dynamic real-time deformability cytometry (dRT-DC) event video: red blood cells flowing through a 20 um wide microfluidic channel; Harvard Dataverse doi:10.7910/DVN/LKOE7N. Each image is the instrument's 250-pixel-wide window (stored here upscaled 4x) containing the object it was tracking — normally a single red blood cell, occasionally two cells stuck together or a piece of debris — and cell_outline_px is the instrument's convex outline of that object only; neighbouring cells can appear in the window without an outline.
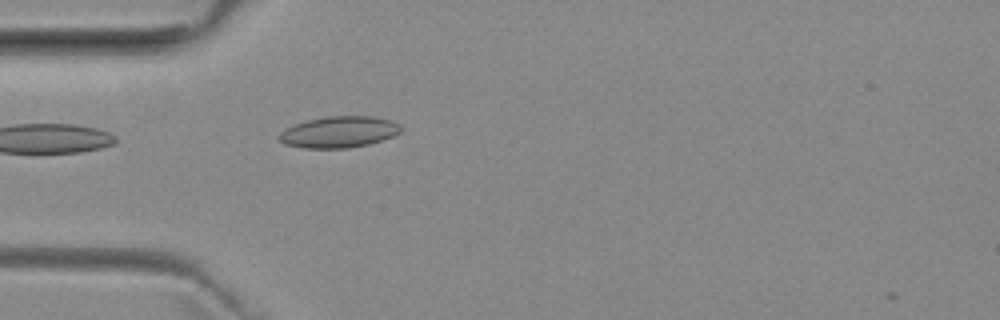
{"species": "common noctule bat (a hibernating species)", "species_latin": "Nyctalus noctula", "temperature_condition": "room temperature", "stored_images_in_passage": 37, "camera_frame_rate_fps": 3000, "um_per_image_px": 0.085, "animal": {"sex": "female", "body_mass_g": 29.2, "forearm_length_mm": 56.3}, "frame": {"image": 1, "passage_image": 1, "time_ms": 0.0, "image_size_px": [1000, 320], "cell_outline_px": [[400, 132], [392, 136], [368, 144], [348, 148], [304, 148], [284, 144], [276, 136], [284, 128], [308, 120], [328, 116], [372, 116], [392, 120], [400, 128]], "centroid_in_image_um": [28.76, 11.22], "position_along_channel_um": 56.2, "area_um2": 22.08}}
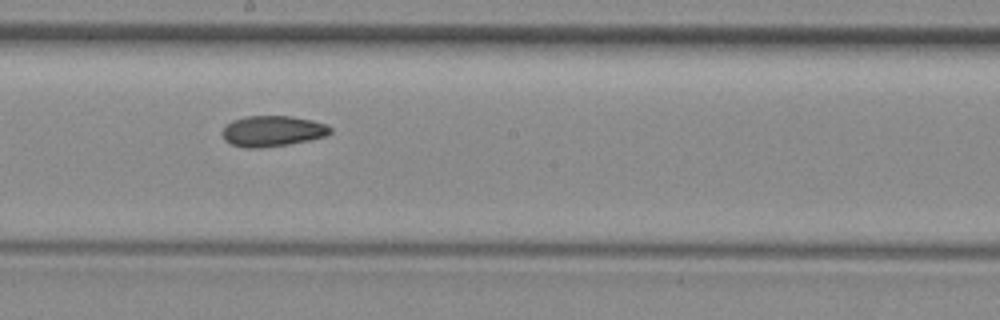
{"frame": {"image": 2, "passage_image": 14, "time_ms": 4.333, "image_size_px": [1000, 320], "cell_outline_px": [[332, 132], [324, 136], [308, 140], [288, 144], [260, 148], [244, 148], [232, 144], [224, 140], [224, 128], [232, 120], [244, 116], [292, 116], [312, 120], [328, 124], [332, 128]], "centroid_in_image_um": [23.19, 11.13], "position_along_channel_um": 225.0, "area_um2": 19.31}}
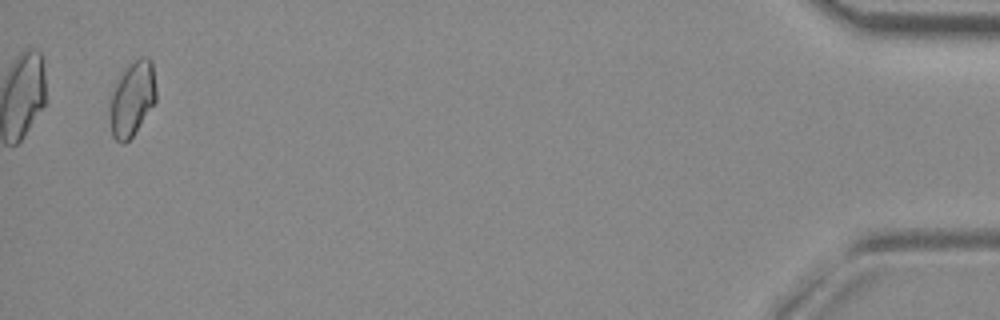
{"frame": {"image": 3, "passage_image": 36, "time_ms": 11.667, "image_size_px": [1000, 320], "cell_outline_px": [[156, 100], [132, 136], [124, 144], [116, 140], [112, 136], [108, 120], [108, 116], [112, 88], [124, 68], [128, 64], [140, 56], [148, 56], [152, 60], [156, 88]], "centroid_in_image_um": [11.2, 8.36], "position_along_channel_um": 424.0, "area_um2": 20.58}, "authors_computed_cell_mechanics": {"area_um2": 19.3052, "velocity_mm_per_s": 3.9862, "shape_relaxation_time_tau1_ms": null, "shape_relaxation_time_tau2_ms": 5.4363, "deformation_change_tau1": null, "deformation_change_tau2": 0.0981}}